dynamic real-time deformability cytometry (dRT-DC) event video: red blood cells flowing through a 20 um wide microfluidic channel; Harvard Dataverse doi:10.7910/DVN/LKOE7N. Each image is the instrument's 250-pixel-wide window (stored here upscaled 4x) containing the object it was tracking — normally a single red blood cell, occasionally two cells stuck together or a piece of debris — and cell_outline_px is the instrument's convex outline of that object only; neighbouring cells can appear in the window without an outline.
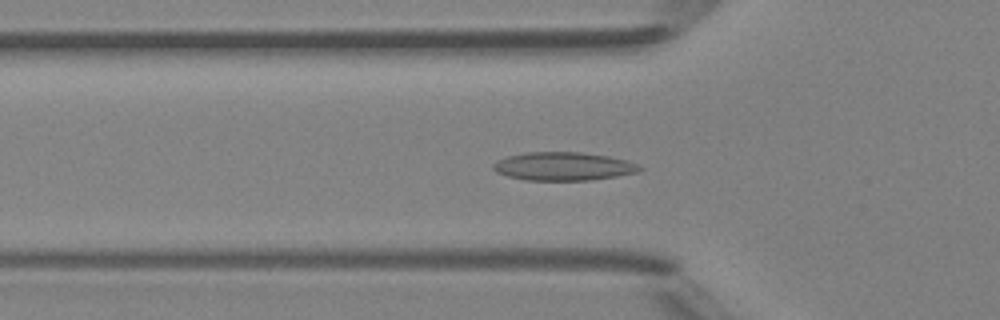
{"species": "Egyptian fruit bat (a non-hibernating species)", "species_latin": "Rousettus aegyptiacus", "temperature_condition": "room temperature", "stored_images_in_passage": 42, "camera_frame_rate_fps": 3000, "um_per_image_px": 0.085, "animal": {"sex": "female"}, "frame": {"image": 1, "passage_image": 10, "time_ms": 3.0, "image_size_px": [1000, 320], "cell_outline_px": [[644, 168], [636, 172], [616, 176], [592, 180], [524, 180], [508, 176], [496, 172], [492, 168], [492, 164], [508, 156], [524, 152], [580, 152], [608, 156], [628, 160]], "centroid_in_image_um": [47.88, 14.13], "position_along_channel_um": 77.9, "area_um2": 24.1}}
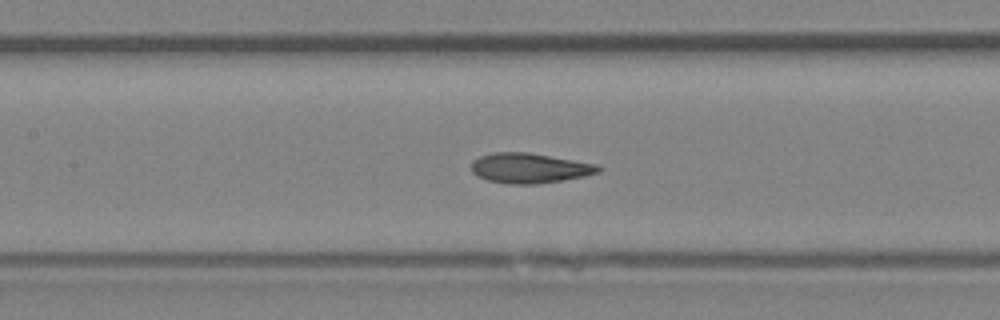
{"frame": {"image": 2, "passage_image": 16, "time_ms": 5.0, "image_size_px": [1000, 320], "cell_outline_px": [[604, 168], [600, 172], [584, 176], [564, 180], [536, 184], [512, 184], [488, 180], [476, 176], [472, 172], [472, 160], [480, 156], [492, 152], [528, 152], [596, 164]], "centroid_in_image_um": [45.01, 14.29], "position_along_channel_um": 162.4, "area_um2": 22.25}}
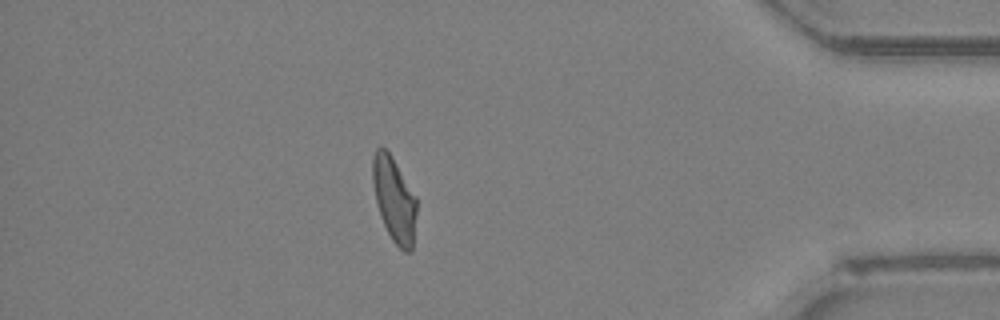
{"frame": {"image": 3, "passage_image": 36, "time_ms": 11.667, "image_size_px": [1000, 320], "cell_outline_px": [[416, 212], [412, 252], [404, 252], [392, 240], [380, 216], [376, 200], [372, 180], [372, 156], [376, 148], [380, 144], [392, 156], [416, 196]], "centroid_in_image_um": [33.5, 16.92], "position_along_channel_um": 401.7, "area_um2": 21.73}, "authors_computed_cell_mechanics": {"area_um2": 22.0218, "velocity_mm_per_s": 4.2161, "shape_relaxation_time_tau1_ms": 9.2227, "shape_relaxation_time_tau2_ms": 1.7767, "deformation_change_tau1": 0.2257, "deformation_change_tau2": 0.0787}}